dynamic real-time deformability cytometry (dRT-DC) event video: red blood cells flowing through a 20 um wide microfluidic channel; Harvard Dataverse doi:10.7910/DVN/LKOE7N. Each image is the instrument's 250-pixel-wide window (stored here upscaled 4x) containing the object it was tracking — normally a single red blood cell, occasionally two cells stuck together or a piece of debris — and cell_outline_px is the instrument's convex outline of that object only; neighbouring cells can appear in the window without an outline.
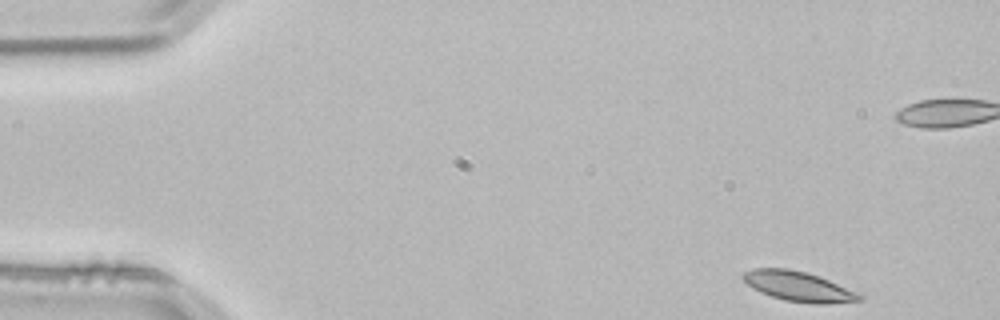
{"species": "common noctule bat (a hibernating species)", "species_latin": "Nyctalus noctula", "temperature_condition": "room temperature", "stored_images_in_passage": 4, "camera_frame_rate_fps": 3000, "um_per_image_px": 0.085, "animal": {"sex": "male", "body_mass_g": 21.5, "forearm_length_mm": 52.0}, "frame": {"image": 1, "passage_image": 1, "time_ms": 0.0, "image_size_px": [1000, 320], "cell_outline_px": [[864, 300], [828, 304], [812, 304], [784, 300], [760, 292], [752, 288], [740, 276], [744, 272], [752, 268], [788, 268], [808, 272], [820, 276], [856, 292], [864, 296]], "centroid_in_image_um": [67.87, 24.34], "position_along_channel_um": 17.1, "area_um2": 20.46}}
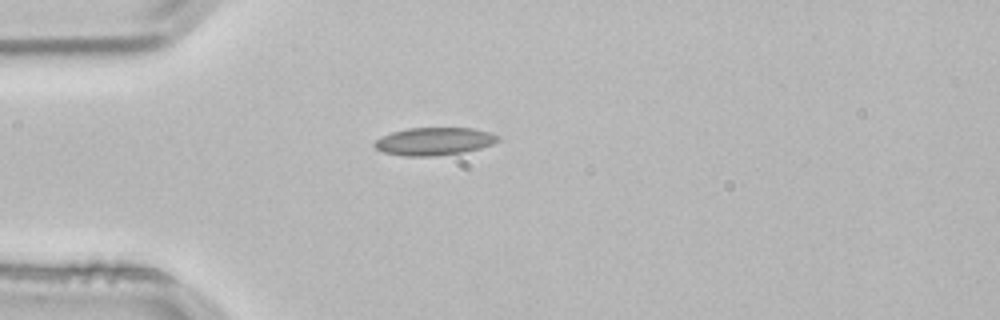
{"frame": {"image": 2, "passage_image": 4, "time_ms": 1.0, "image_size_px": [1000, 320], "cell_outline_px": [[500, 140], [492, 144], [480, 148], [464, 152], [436, 156], [404, 156], [384, 152], [376, 148], [372, 144], [376, 140], [392, 132], [408, 128], [472, 128], [488, 132], [500, 136]], "centroid_in_image_um": [36.92, 12.02], "position_along_channel_um": 48.1, "area_um2": 19.88}}